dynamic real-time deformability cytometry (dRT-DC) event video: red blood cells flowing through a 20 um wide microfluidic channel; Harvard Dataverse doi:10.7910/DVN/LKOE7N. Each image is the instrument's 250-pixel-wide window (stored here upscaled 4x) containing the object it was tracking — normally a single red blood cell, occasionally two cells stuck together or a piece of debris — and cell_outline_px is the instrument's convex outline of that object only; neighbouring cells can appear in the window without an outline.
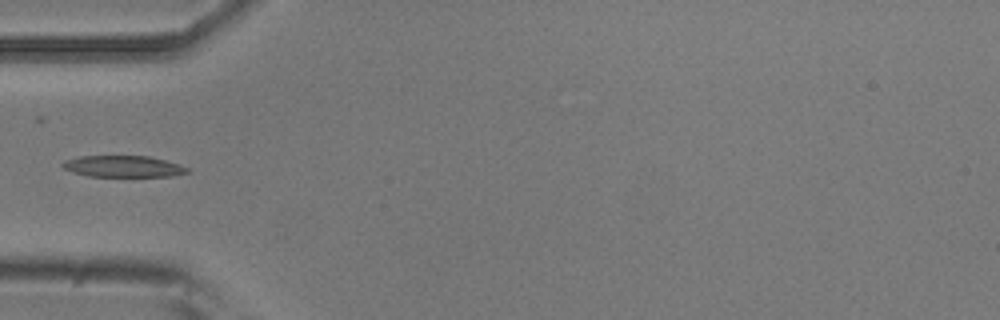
{"species": "common noctule bat (a hibernating species)", "species_latin": "Nyctalus noctula", "temperature_condition": "room temperature", "stored_images_in_passage": 5, "camera_frame_rate_fps": 3000, "um_per_image_px": 0.085, "animal": {"sex": "male", "body_mass_g": 20.5, "forearm_length_mm": 52.5}, "frame": {"image": 1, "passage_image": 4, "time_ms": 1.0, "image_size_px": [1000, 320], "cell_outline_px": [[188, 172], [176, 176], [88, 176], [72, 172], [64, 168], [60, 164], [64, 160], [80, 156], [148, 156], [180, 164], [188, 168]], "centroid_in_image_um": [10.46, 14.14], "position_along_channel_um": 74.5, "area_um2": 15.55}}
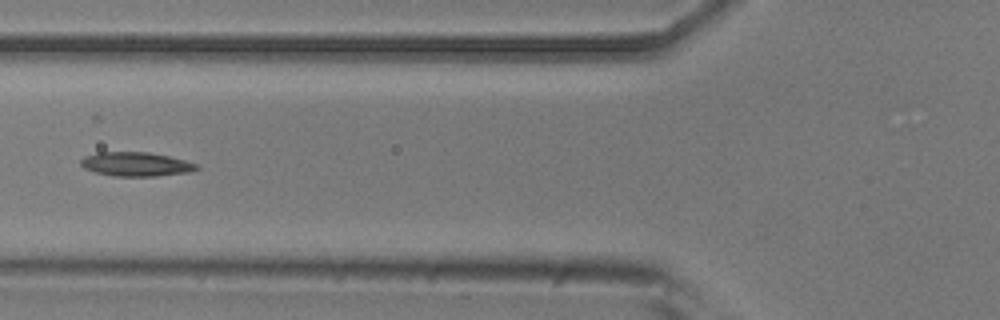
{"frame": {"image": 2, "passage_image": 5, "time_ms": 1.333, "image_size_px": [1000, 320], "cell_outline_px": [[200, 168], [192, 172], [156, 176], [116, 176], [96, 172], [84, 168], [80, 164], [80, 160], [84, 156], [96, 152], [148, 152], [168, 156], [184, 160], [196, 164]], "centroid_in_image_um": [11.55, 13.95], "position_along_channel_um": 114.2, "area_um2": 16.24}}